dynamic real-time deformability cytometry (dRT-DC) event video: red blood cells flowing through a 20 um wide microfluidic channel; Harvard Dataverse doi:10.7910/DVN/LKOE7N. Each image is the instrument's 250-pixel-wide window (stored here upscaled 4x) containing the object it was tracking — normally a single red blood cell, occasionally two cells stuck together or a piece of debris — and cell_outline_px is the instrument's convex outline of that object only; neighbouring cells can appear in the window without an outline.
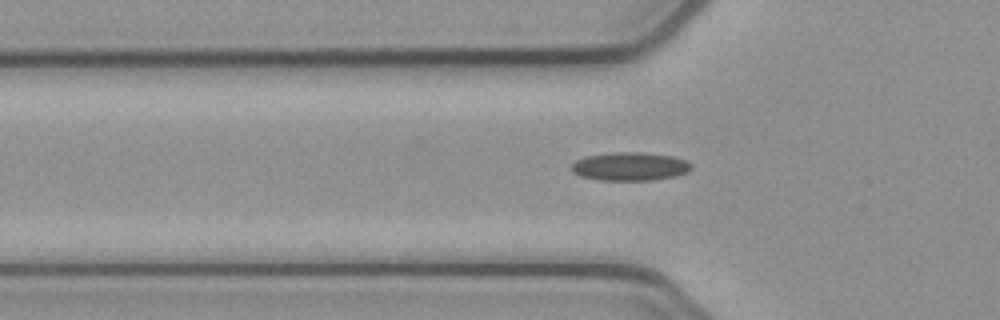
{"species": "common noctule bat (a hibernating species)", "species_latin": "Nyctalus noctula", "temperature_condition": "cold", "stored_images_in_passage": 31, "camera_frame_rate_fps": 3000, "um_per_image_px": 0.085, "animal": {"sex": "female", "body_mass_g": 21.9}, "frame": {"image": 1, "passage_image": 3, "time_ms": 0.667, "image_size_px": [1000, 320], "cell_outline_px": [[692, 168], [688, 172], [676, 176], [652, 180], [596, 180], [580, 176], [572, 172], [572, 164], [576, 160], [588, 156], [612, 152], [644, 152], [672, 156], [684, 160], [692, 164]], "centroid_in_image_um": [53.55, 14.15], "position_along_channel_um": 72.2, "area_um2": 19.88}}
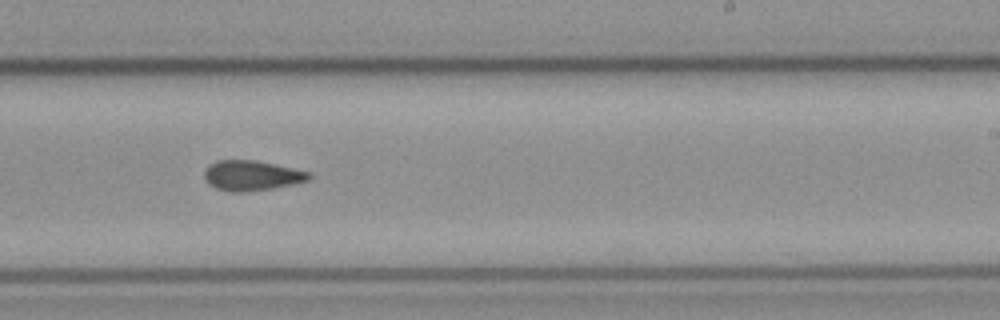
{"frame": {"image": 2, "passage_image": 18, "time_ms": 5.667, "image_size_px": [1000, 320], "cell_outline_px": [[312, 176], [308, 180], [292, 184], [272, 188], [244, 192], [228, 192], [216, 188], [208, 184], [204, 180], [204, 172], [208, 164], [216, 160], [256, 160], [292, 168], [308, 172]], "centroid_in_image_um": [21.32, 14.92], "position_along_channel_um": 267.7, "area_um2": 18.38}}
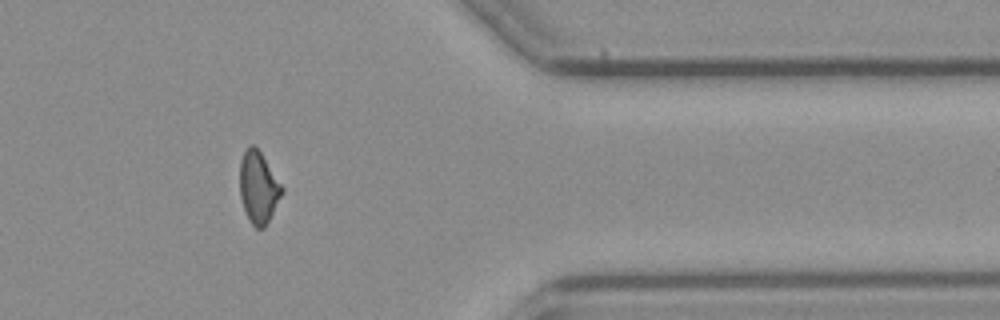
{"frame": {"image": 3, "passage_image": 29, "time_ms": 9.333, "image_size_px": [1000, 320], "cell_outline_px": [[284, 192], [264, 228], [256, 228], [248, 220], [240, 196], [240, 160], [244, 152], [252, 144], [260, 152], [284, 188]], "centroid_in_image_um": [21.97, 15.95], "position_along_channel_um": 389.4, "area_um2": 17.4}, "authors_computed_cell_mechanics": {"area_um2": 18.1492, "velocity_mm_per_s": 3.8835, "shape_relaxation_time_tau1_ms": null, "shape_relaxation_time_tau2_ms": 3.3981, "deformation_change_tau1": null, "deformation_change_tau2": 0.1104}}